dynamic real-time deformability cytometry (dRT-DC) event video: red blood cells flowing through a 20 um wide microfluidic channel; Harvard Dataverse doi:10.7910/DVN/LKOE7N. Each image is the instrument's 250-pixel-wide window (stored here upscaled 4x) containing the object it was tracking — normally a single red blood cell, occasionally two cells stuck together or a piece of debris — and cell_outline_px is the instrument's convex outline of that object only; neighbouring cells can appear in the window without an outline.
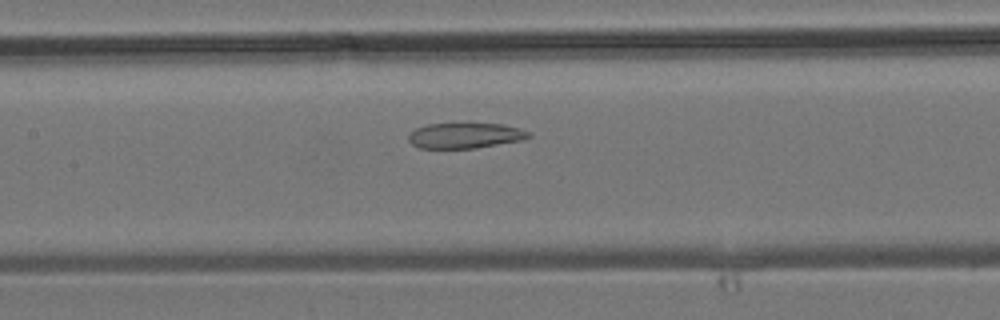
{"species": "common noctule bat (a hibernating species)", "species_latin": "Nyctalus noctula", "temperature_condition": "room temperature", "stored_images_in_passage": 36, "camera_frame_rate_fps": 3000, "um_per_image_px": 0.085, "animal": {"sex": "male", "body_mass_g": 19.2, "forearm_length_mm": 51.8}, "frame": {"image": 1, "passage_image": 21, "time_ms": 6.667, "image_size_px": [1000, 320], "cell_outline_px": [[532, 136], [524, 140], [476, 148], [420, 148], [412, 144], [408, 140], [408, 136], [416, 128], [428, 124], [500, 124], [520, 128], [528, 132]], "centroid_in_image_um": [39.55, 11.53], "position_along_channel_um": 167.8, "area_um2": 17.69}}
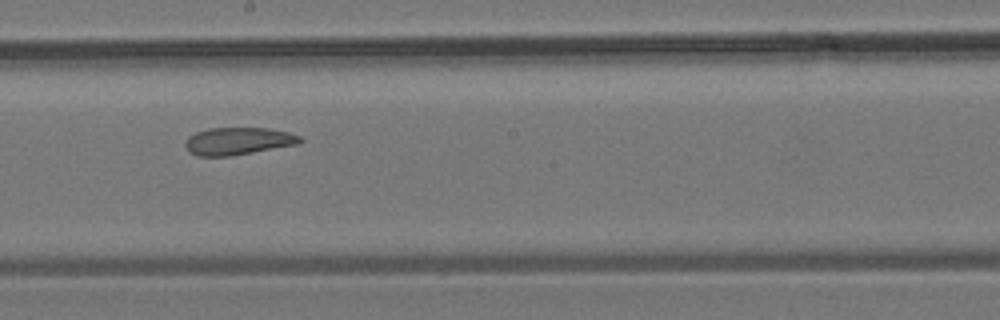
{"frame": {"image": 2, "passage_image": 25, "time_ms": 8.0, "image_size_px": [1000, 320], "cell_outline_px": [[304, 140], [296, 144], [232, 156], [196, 156], [188, 152], [184, 144], [188, 136], [196, 132], [208, 128], [268, 128], [288, 132], [300, 136]], "centroid_in_image_um": [20.19, 11.99], "position_along_channel_um": 228.0, "area_um2": 18.38}}
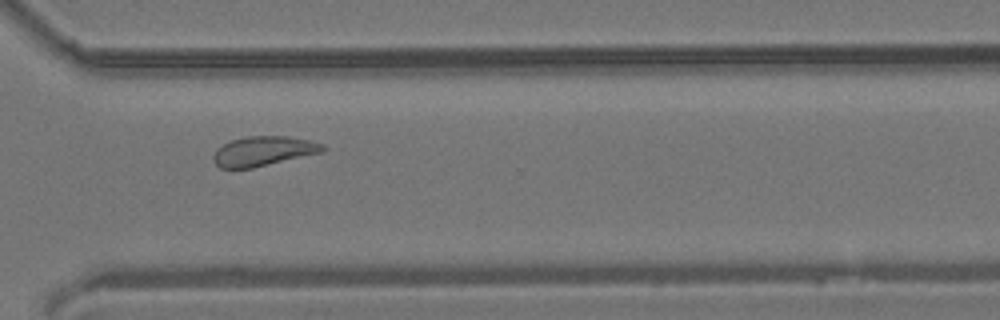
{"frame": {"image": 3, "passage_image": 33, "time_ms": 10.667, "image_size_px": [1000, 320], "cell_outline_px": [[328, 148], [324, 152], [252, 168], [220, 168], [212, 160], [212, 156], [216, 148], [232, 140], [248, 136], [288, 136], [308, 140], [324, 144]], "centroid_in_image_um": [22.41, 12.84], "position_along_channel_um": 348.2, "area_um2": 19.02}}